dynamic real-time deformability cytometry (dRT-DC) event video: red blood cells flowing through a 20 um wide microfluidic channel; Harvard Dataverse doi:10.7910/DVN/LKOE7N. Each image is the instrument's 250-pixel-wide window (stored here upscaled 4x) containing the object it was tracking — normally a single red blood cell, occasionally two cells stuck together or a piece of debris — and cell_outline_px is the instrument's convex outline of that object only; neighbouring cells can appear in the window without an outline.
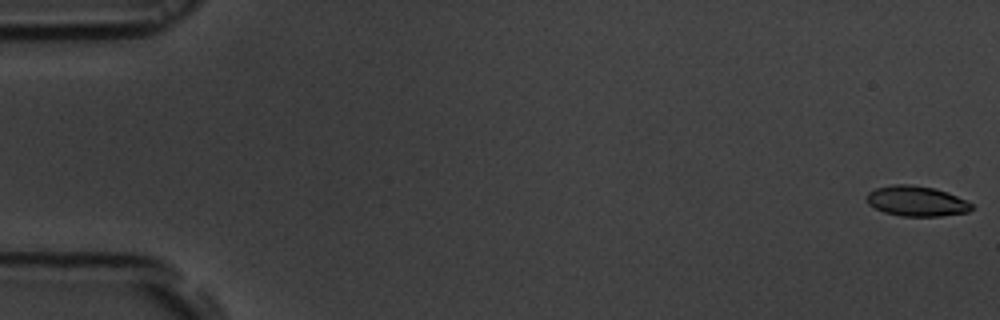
{"species": "common noctule bat (a hibernating species)", "species_latin": "Nyctalus noctula", "temperature_condition": "room temperature", "stored_images_in_passage": 54, "camera_frame_rate_fps": 3000, "um_per_image_px": 0.085, "animal": {"sex": "male", "body_mass_g": 19.5, "forearm_length_mm": 54.6}, "frame": {"image": 1, "passage_image": 1, "time_ms": 0.0, "image_size_px": [1000, 320], "cell_outline_px": [[972, 208], [968, 212], [940, 216], [900, 216], [884, 212], [868, 204], [868, 192], [876, 188], [892, 184], [908, 184], [932, 188], [948, 192], [972, 204]], "centroid_in_image_um": [77.89, 17.09], "position_along_channel_um": 7.1, "area_um2": 18.26}}
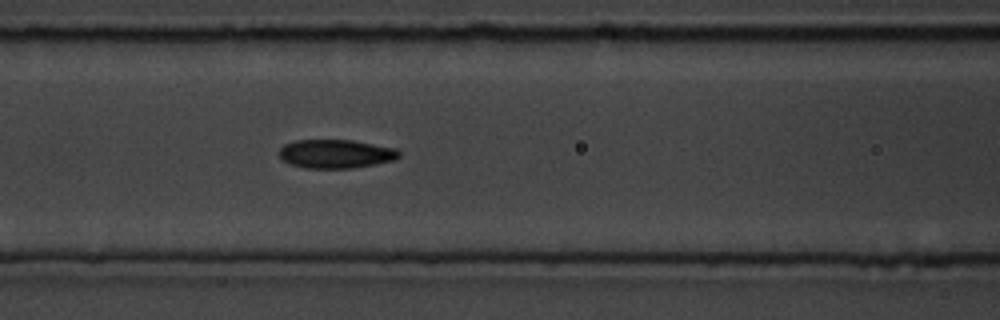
{"frame": {"image": 2, "passage_image": 23, "time_ms": 7.333, "image_size_px": [1000, 320], "cell_outline_px": [[400, 156], [396, 160], [376, 164], [352, 168], [304, 168], [292, 164], [284, 160], [280, 156], [280, 148], [284, 144], [296, 140], [352, 140], [396, 148], [400, 152]], "centroid_in_image_um": [28.58, 13.07], "position_along_channel_um": 138.0, "area_um2": 20.06}}
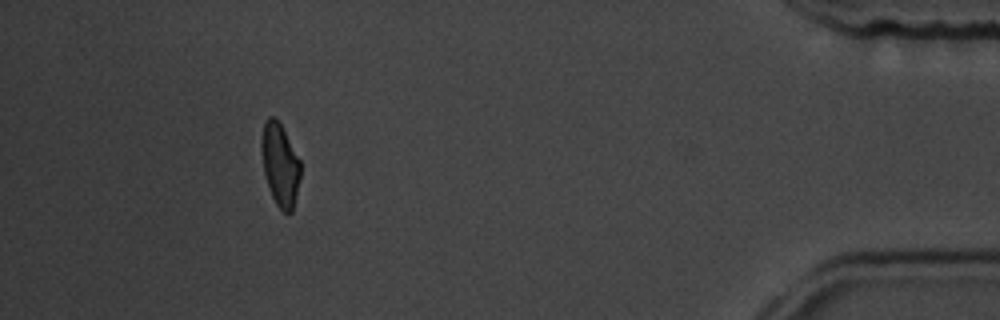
{"frame": {"image": 3, "passage_image": 49, "time_ms": 16.0, "image_size_px": [1000, 320], "cell_outline_px": [[300, 176], [292, 212], [288, 216], [276, 204], [272, 196], [264, 172], [260, 148], [260, 140], [264, 120], [268, 116], [276, 116], [300, 160]], "centroid_in_image_um": [23.78, 13.95], "position_along_channel_um": 411.4, "area_um2": 18.84}, "authors_computed_cell_mechanics": {"area_um2": 19.7098, "velocity_mm_per_s": 3.8371, "shape_relaxation_time_tau1_ms": 3.6891, "shape_relaxation_time_tau2_ms": 1.964, "deformation_change_tau1": 0.1174, "deformation_change_tau2": 0.0772}}